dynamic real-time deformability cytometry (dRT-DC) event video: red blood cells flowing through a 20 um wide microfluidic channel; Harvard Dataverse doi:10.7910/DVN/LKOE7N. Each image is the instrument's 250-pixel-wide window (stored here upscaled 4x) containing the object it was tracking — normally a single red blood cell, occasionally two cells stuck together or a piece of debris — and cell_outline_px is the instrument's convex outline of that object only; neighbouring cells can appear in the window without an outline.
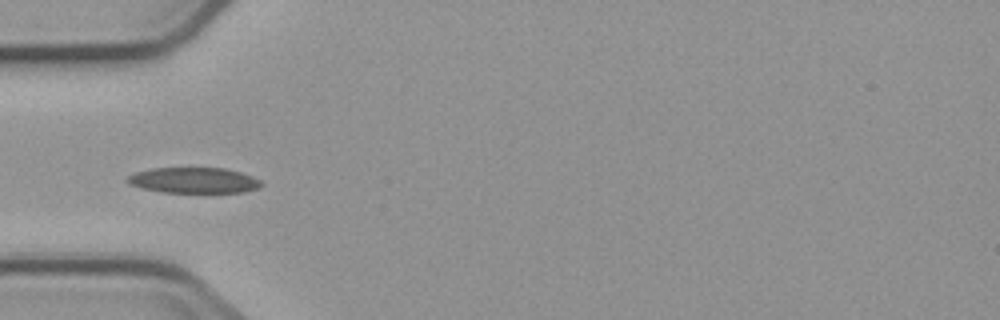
{"species": "common noctule bat (a hibernating species)", "species_latin": "Nyctalus noctula", "temperature_condition": "cold", "stored_images_in_passage": 5, "camera_frame_rate_fps": 3000, "um_per_image_px": 0.085, "animal": {"sex": "male", "body_mass_g": 23.1, "forearm_length_mm": 52.7}, "frame": {"image": 1, "passage_image": 3, "time_ms": 4.0, "image_size_px": [1000, 320], "cell_outline_px": [[264, 184], [260, 188], [244, 192], [160, 192], [140, 188], [128, 184], [124, 180], [128, 176], [136, 172], [152, 168], [224, 168], [240, 172], [252, 176], [260, 180]], "centroid_in_image_um": [16.46, 15.33], "position_along_channel_um": 68.5, "area_um2": 20.17}}
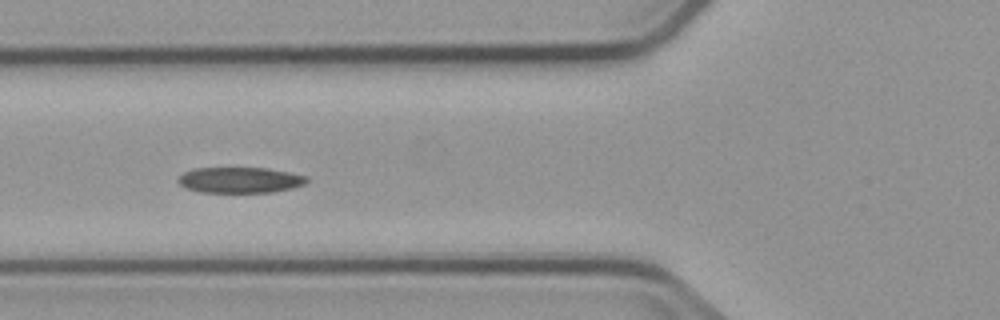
{"frame": {"image": 2, "passage_image": 4, "time_ms": 5.0, "image_size_px": [1000, 320], "cell_outline_px": [[308, 180], [304, 184], [292, 188], [272, 192], [200, 192], [184, 188], [176, 180], [184, 172], [192, 168], [268, 168], [308, 176]], "centroid_in_image_um": [20.37, 15.3], "position_along_channel_um": 105.4, "area_um2": 19.36}}
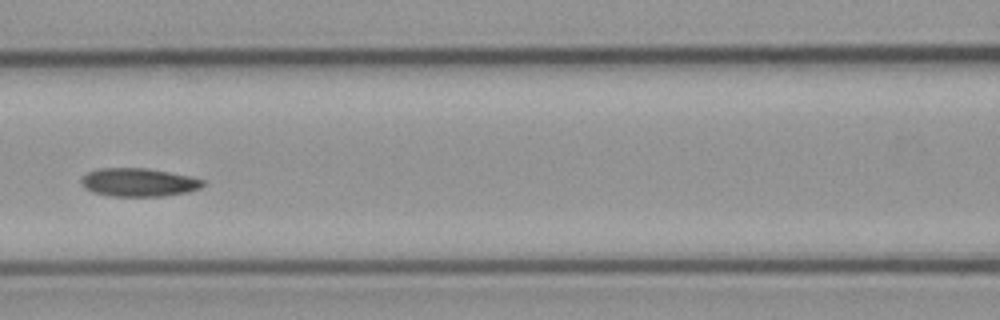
{"frame": {"image": 3, "passage_image": 5, "time_ms": 6.333, "image_size_px": [1000, 320], "cell_outline_px": [[204, 184], [200, 188], [188, 192], [164, 196], [112, 196], [92, 192], [84, 188], [80, 184], [80, 180], [88, 172], [100, 168], [148, 168], [188, 176], [204, 180]], "centroid_in_image_um": [11.76, 15.5], "position_along_channel_um": 154.8, "area_um2": 20.06}}